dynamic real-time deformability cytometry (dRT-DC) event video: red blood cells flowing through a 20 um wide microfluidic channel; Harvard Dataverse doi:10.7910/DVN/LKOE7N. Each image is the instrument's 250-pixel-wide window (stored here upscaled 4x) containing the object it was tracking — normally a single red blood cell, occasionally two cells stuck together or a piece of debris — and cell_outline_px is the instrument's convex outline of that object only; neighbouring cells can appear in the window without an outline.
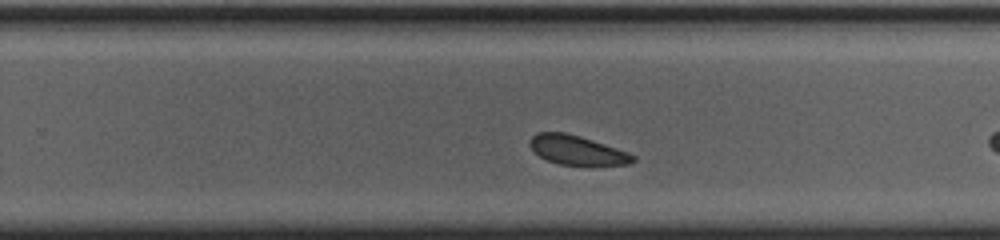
{"species": "common noctule bat (a hibernating species)", "species_latin": "Nyctalus noctula", "temperature_condition": "cold", "stored_images_in_passage": 27, "camera_frame_rate_fps": 3000, "um_per_image_px": 0.085, "animal": {"sex": "female", "body_mass_g": 23.0, "forearm_length_mm": 53.4}, "frame": {"image": 1, "passage_image": 16, "time_ms": 5.0, "image_size_px": [1000, 240], "cell_outline_px": [[636, 160], [632, 164], [596, 168], [592, 168], [560, 164], [548, 160], [540, 156], [528, 144], [532, 136], [536, 132], [564, 132], [580, 136], [628, 152], [636, 156]], "centroid_in_image_um": [49.14, 12.82], "position_along_channel_um": 280.7, "area_um2": 18.32}}
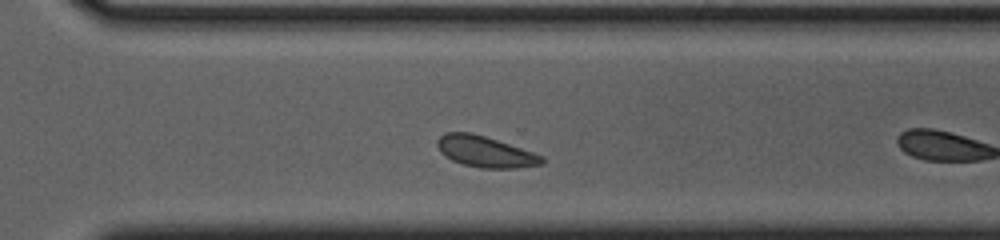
{"frame": {"image": 2, "passage_image": 20, "time_ms": 6.333, "image_size_px": [1000, 240], "cell_outline_px": [[544, 164], [516, 168], [480, 168], [464, 164], [452, 160], [444, 156], [440, 152], [436, 144], [436, 140], [444, 132], [472, 132], [544, 156]], "centroid_in_image_um": [41.21, 12.89], "position_along_channel_um": 329.4, "area_um2": 18.9}}
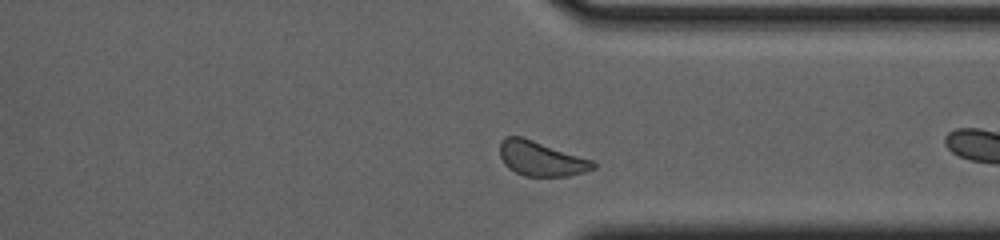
{"frame": {"image": 3, "passage_image": 23, "time_ms": 7.333, "image_size_px": [1000, 240], "cell_outline_px": [[596, 168], [584, 172], [568, 176], [524, 176], [508, 168], [504, 164], [500, 156], [500, 144], [508, 136], [520, 136], [592, 160], [596, 164]], "centroid_in_image_um": [45.99, 13.5], "position_along_channel_um": 365.4, "area_um2": 18.55}, "authors_computed_cell_mechanics": {"area_um2": 18.6694, "velocity_mm_per_s": 3.6597, "shape_relaxation_time_tau1_ms": 0.7135, "shape_relaxation_time_tau2_ms": null, "deformation_change_tau1": 0.134, "deformation_change_tau2": null}}